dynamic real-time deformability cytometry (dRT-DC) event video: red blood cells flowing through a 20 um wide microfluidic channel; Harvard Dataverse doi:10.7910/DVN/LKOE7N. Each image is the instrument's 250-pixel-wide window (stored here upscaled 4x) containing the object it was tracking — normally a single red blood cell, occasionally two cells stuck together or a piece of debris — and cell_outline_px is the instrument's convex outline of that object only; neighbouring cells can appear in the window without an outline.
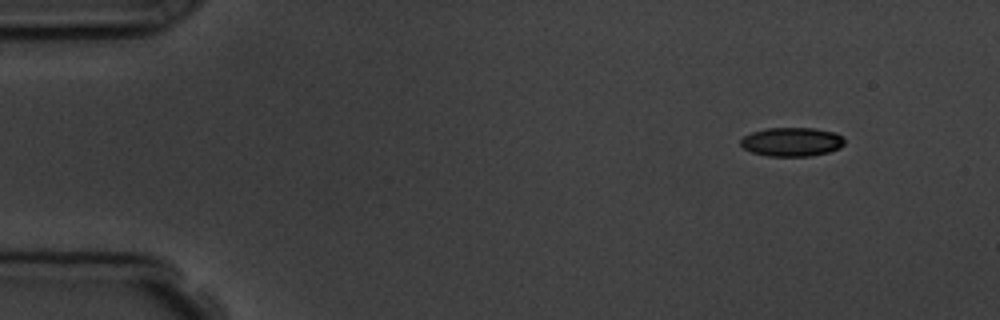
{"species": "common noctule bat (a hibernating species)", "species_latin": "Nyctalus noctula", "temperature_condition": "room temperature", "stored_images_in_passage": 3, "camera_frame_rate_fps": 3000, "um_per_image_px": 0.085, "animal": {"sex": "male", "body_mass_g": 19.5, "forearm_length_mm": 54.6}, "frame": {"image": 1, "passage_image": 1, "time_ms": 0.0, "image_size_px": [1000, 320], "cell_outline_px": [[844, 144], [840, 148], [828, 152], [808, 156], [768, 156], [752, 152], [744, 148], [740, 144], [740, 140], [744, 136], [752, 132], [768, 128], [816, 128], [836, 132], [844, 140]], "centroid_in_image_um": [67.31, 12.05], "position_along_channel_um": 17.7, "area_um2": 17.46}}